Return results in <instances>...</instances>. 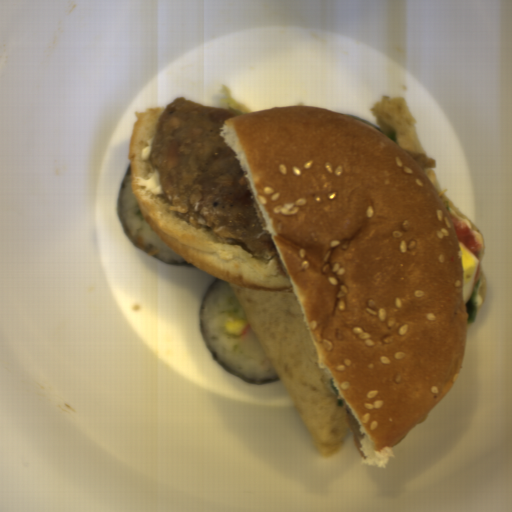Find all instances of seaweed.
Wrapping results in <instances>:
<instances>
[{
    "instance_id": "1",
    "label": "seaweed",
    "mask_w": 512,
    "mask_h": 512,
    "mask_svg": "<svg viewBox=\"0 0 512 512\" xmlns=\"http://www.w3.org/2000/svg\"><path fill=\"white\" fill-rule=\"evenodd\" d=\"M223 280H220V279H216L214 280L213 282L210 283L204 297H203V300H202V304H201V310H200V317H199V324H200V332H201V337L210 353V355L212 356V358L217 362V364L222 367L225 371H227L230 375H232L233 377L245 382V383H251V384H265V383H272V382H275L277 380H280V376L278 375L277 377H275L274 379H270V380H265V381H257V380H251V379H246L244 378L243 376H241L240 374H238L237 372H235L234 370H232L231 368H229L228 366H226L225 364H223L222 362H220L219 360L216 359L207 339H206V336H205V333L203 331V308H204V304H205V301L208 297V295L213 292L218 283L221 282Z\"/></svg>"
},
{
    "instance_id": "2",
    "label": "seaweed",
    "mask_w": 512,
    "mask_h": 512,
    "mask_svg": "<svg viewBox=\"0 0 512 512\" xmlns=\"http://www.w3.org/2000/svg\"><path fill=\"white\" fill-rule=\"evenodd\" d=\"M131 172V165L129 166V168L127 169V171L125 172V174L123 175L122 177V180H121V185H120V189H119V195H118V201H117V212H118V221H119V224H120V227H121V230L122 232L127 236V238L135 245V247L141 251L142 253H144L145 255H147L148 257L152 258V259H155L159 262H162L164 264H169V265H173V266H191L192 264H189L187 261L185 263H178V262H175V261H165L163 259H160L158 258L157 256L153 255L152 253L148 252L147 250H145L125 229V226L123 224V221H122V218H121V209H120V199H121V195H122V191H123V187H124V183H125V179H126V176Z\"/></svg>"
}]
</instances>
